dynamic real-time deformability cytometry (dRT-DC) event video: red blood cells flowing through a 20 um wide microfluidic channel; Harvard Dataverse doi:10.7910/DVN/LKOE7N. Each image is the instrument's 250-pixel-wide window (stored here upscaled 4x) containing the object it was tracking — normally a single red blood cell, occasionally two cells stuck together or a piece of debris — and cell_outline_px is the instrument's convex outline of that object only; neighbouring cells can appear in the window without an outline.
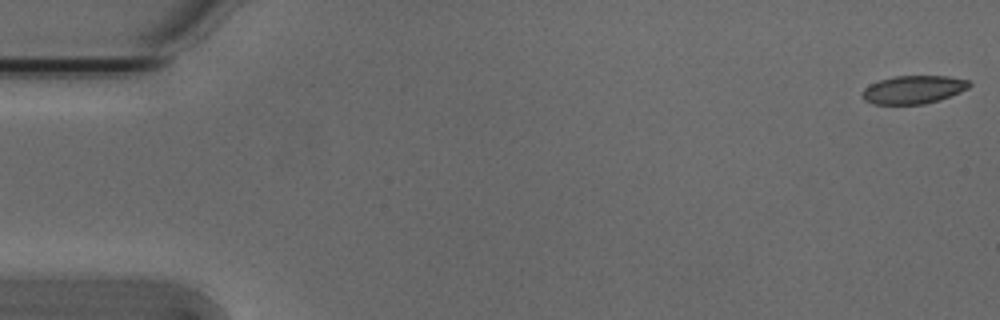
{"species": "Egyptian fruit bat (a non-hibernating species)", "species_latin": "Rousettus aegyptiacus", "temperature_condition": "cold", "stored_images_in_passage": 52, "camera_frame_rate_fps": 3000, "um_per_image_px": 0.085, "animal": {"sex": "male"}, "frame": {"image": 1, "passage_image": 1, "time_ms": 0.0, "image_size_px": [1000, 320], "cell_outline_px": [[972, 84], [968, 88], [960, 92], [940, 100], [924, 104], [872, 104], [864, 100], [860, 96], [864, 88], [880, 80], [896, 76], [948, 76], [968, 80]], "centroid_in_image_um": [77.64, 7.62], "position_along_channel_um": 7.4, "area_um2": 17.57}}
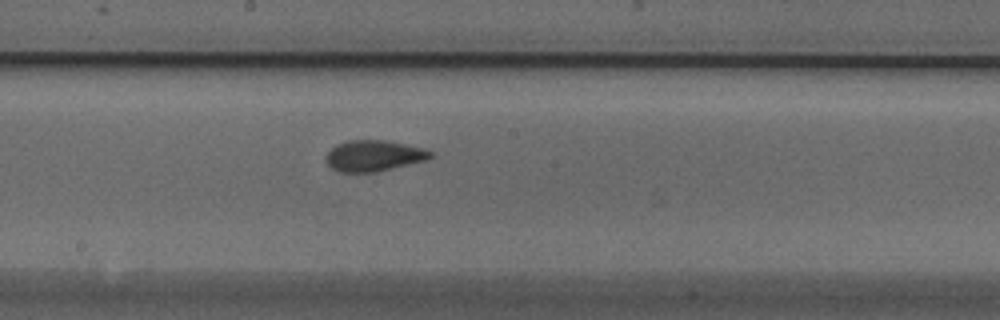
{"frame": {"image": 2, "passage_image": 29, "time_ms": 9.333, "image_size_px": [1000, 320], "cell_outline_px": [[436, 156], [428, 160], [376, 172], [340, 172], [332, 168], [324, 160], [324, 156], [336, 144], [348, 140], [384, 140], [424, 148], [436, 152]], "centroid_in_image_um": [31.81, 13.24], "position_along_channel_um": 216.4, "area_um2": 19.19}}
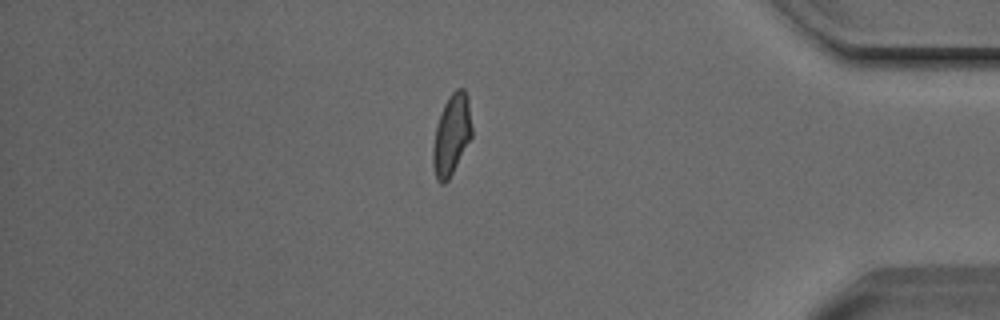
{"frame": {"image": 3, "passage_image": 46, "time_ms": 15.0, "image_size_px": [1000, 320], "cell_outline_px": [[472, 136], [448, 180], [444, 184], [440, 184], [436, 180], [432, 164], [432, 148], [436, 124], [444, 104], [448, 96], [456, 88], [464, 88], [468, 96], [472, 128]], "centroid_in_image_um": [38.37, 11.44], "position_along_channel_um": 396.8, "area_um2": 18.5}, "authors_computed_cell_mechanics": {"area_um2": 18.6405, "velocity_mm_per_s": 3.803, "shape_relaxation_time_tau1_ms": null, "shape_relaxation_time_tau2_ms": 1.5149, "deformation_change_tau1": null, "deformation_change_tau2": 0.0505}}